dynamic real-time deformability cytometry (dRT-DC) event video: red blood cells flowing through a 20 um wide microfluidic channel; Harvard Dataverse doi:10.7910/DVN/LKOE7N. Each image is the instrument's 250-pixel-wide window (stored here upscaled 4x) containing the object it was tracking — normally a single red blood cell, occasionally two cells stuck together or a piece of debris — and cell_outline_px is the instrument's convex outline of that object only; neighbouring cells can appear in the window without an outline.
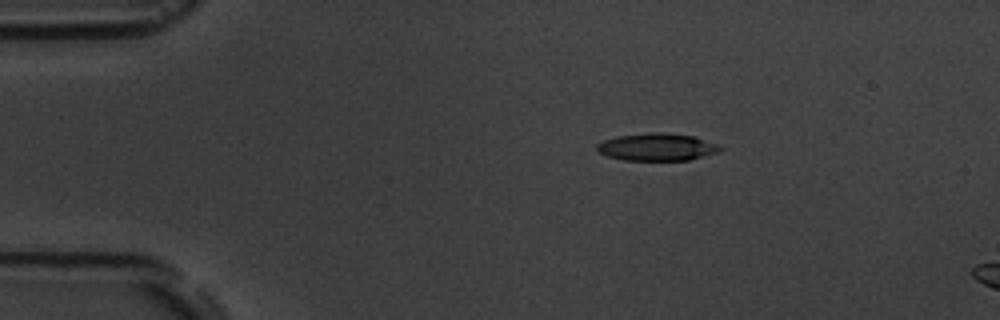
{"species": "common noctule bat (a hibernating species)", "species_latin": "Nyctalus noctula", "temperature_condition": "room temperature", "stored_images_in_passage": 3, "camera_frame_rate_fps": 3000, "um_per_image_px": 0.085, "animal": {"sex": "male", "body_mass_g": 19.5, "forearm_length_mm": 54.6}, "frame": {"image": 1, "passage_image": 1, "time_ms": 0.0, "image_size_px": [1000, 320], "cell_outline_px": [[724, 148], [720, 152], [688, 160], [624, 160], [608, 156], [596, 152], [596, 144], [604, 140], [616, 136], [656, 132], [692, 136], [720, 144]], "centroid_in_image_um": [55.85, 12.5], "position_along_channel_um": 29.1, "area_um2": 19.71}}